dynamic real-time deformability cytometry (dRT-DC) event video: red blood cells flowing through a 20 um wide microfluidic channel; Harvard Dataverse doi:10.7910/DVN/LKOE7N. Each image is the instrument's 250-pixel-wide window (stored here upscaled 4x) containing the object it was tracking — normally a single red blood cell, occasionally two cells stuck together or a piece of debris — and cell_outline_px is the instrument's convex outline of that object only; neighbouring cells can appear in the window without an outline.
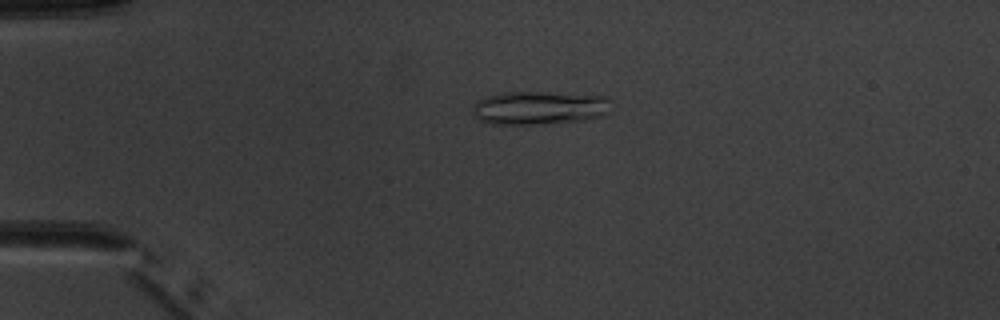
{"species": "common noctule bat (a hibernating species)", "species_latin": "Nyctalus noctula", "temperature_condition": "warm", "stored_images_in_passage": 3, "camera_frame_rate_fps": 3000, "um_per_image_px": 0.085, "animal": {"sex": "male", "body_mass_g": 20.1, "forearm_length_mm": 53.5}, "frame": {"image": 1, "passage_image": 2, "time_ms": 1.333, "image_size_px": [1000, 320], "cell_outline_px": [[612, 112], [604, 116], [584, 120], [536, 124], [488, 124], [480, 120], [472, 112], [472, 108], [476, 100], [500, 92], [544, 92], [608, 96], [612, 100]], "centroid_in_image_um": [45.9, 9.16], "position_along_channel_um": 39.1, "area_um2": 27.51}}